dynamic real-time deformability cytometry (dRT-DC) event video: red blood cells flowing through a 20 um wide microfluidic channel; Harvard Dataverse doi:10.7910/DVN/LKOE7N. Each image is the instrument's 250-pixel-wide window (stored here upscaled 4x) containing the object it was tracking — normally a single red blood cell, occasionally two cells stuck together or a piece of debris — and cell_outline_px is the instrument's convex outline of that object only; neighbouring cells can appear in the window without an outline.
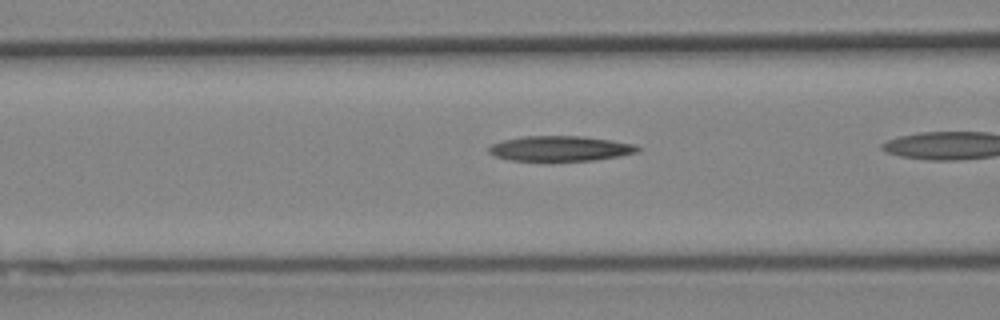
{"species": "Egyptian fruit bat (a non-hibernating species)", "species_latin": "Rousettus aegyptiacus", "temperature_condition": "cold", "stored_images_in_passage": 32, "camera_frame_rate_fps": 3000, "um_per_image_px": 0.085, "animal": {"sex": "female"}, "frame": {"image": 1, "passage_image": 18, "time_ms": 5.667, "image_size_px": [1000, 320], "cell_outline_px": [[640, 152], [620, 156], [596, 160], [508, 160], [496, 156], [488, 152], [488, 148], [492, 144], [504, 140], [524, 136], [584, 136], [632, 144], [640, 148]], "centroid_in_image_um": [47.62, 12.62], "position_along_channel_um": 119.0, "area_um2": 21.56}}
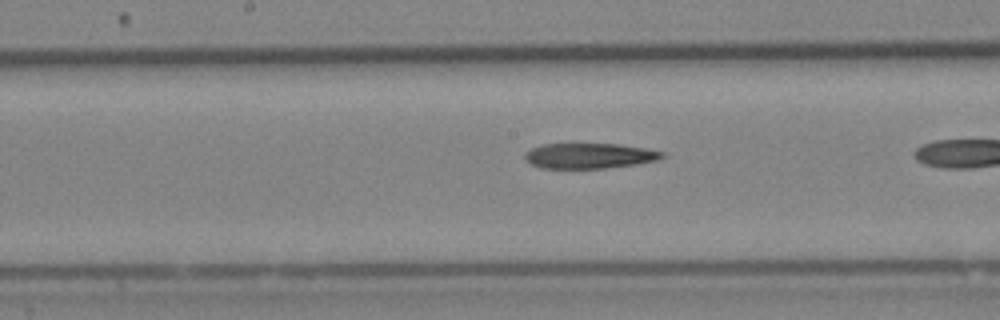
{"frame": {"image": 2, "passage_image": 24, "time_ms": 7.667, "image_size_px": [1000, 320], "cell_outline_px": [[664, 156], [656, 160], [636, 164], [604, 168], [540, 168], [524, 160], [524, 152], [540, 144], [616, 144], [644, 148], [664, 152]], "centroid_in_image_um": [50.03, 13.24], "position_along_channel_um": 198.2, "area_um2": 20.17}}
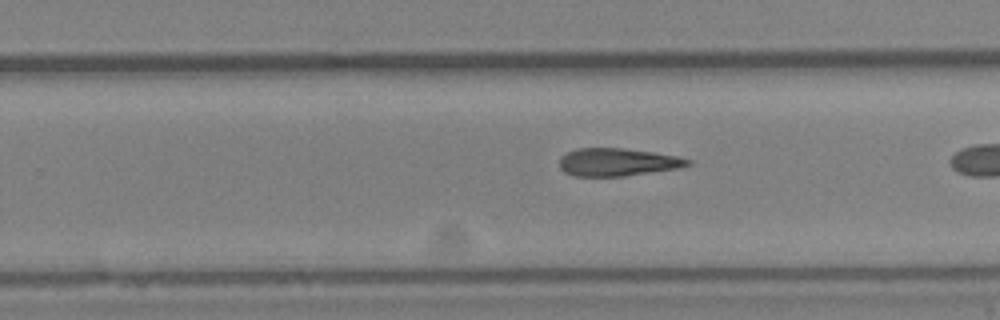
{"frame": {"image": 3, "passage_image": 30, "time_ms": 9.667, "image_size_px": [1000, 320], "cell_outline_px": [[692, 164], [680, 168], [624, 176], [576, 176], [564, 172], [560, 168], [560, 156], [576, 148], [620, 148], [652, 152], [676, 156], [692, 160]], "centroid_in_image_um": [52.49, 13.78], "position_along_channel_um": 277.3, "area_um2": 20.75}}